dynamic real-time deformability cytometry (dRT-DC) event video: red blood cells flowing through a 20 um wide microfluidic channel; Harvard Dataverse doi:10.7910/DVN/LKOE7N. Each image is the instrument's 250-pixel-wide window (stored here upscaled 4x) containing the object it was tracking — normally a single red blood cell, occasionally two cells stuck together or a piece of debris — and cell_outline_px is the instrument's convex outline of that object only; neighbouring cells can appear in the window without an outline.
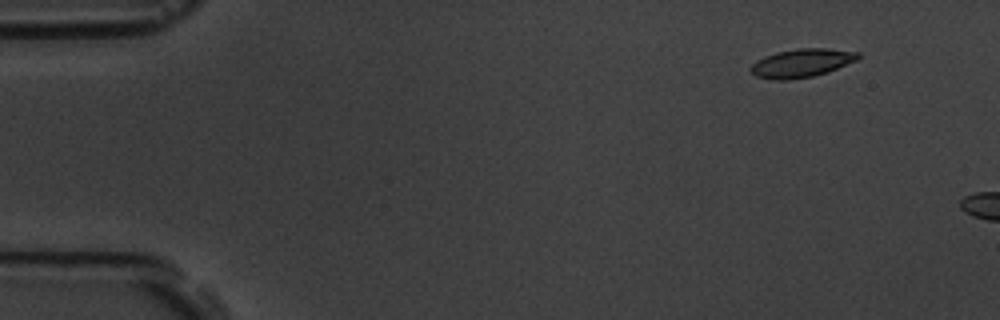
{"species": "common noctule bat (a hibernating species)", "species_latin": "Nyctalus noctula", "temperature_condition": "room temperature", "stored_images_in_passage": 3, "camera_frame_rate_fps": 3000, "um_per_image_px": 0.085, "animal": {"sex": "male", "body_mass_g": 19.5, "forearm_length_mm": 54.6}, "frame": {"image": 1, "passage_image": 1, "time_ms": 0.0, "image_size_px": [1000, 320], "cell_outline_px": [[860, 56], [856, 60], [828, 72], [812, 76], [788, 80], [772, 80], [756, 76], [748, 68], [756, 60], [764, 56], [776, 52], [796, 48], [828, 48], [860, 52]], "centroid_in_image_um": [68.11, 5.35], "position_along_channel_um": 16.9, "area_um2": 17.92}}